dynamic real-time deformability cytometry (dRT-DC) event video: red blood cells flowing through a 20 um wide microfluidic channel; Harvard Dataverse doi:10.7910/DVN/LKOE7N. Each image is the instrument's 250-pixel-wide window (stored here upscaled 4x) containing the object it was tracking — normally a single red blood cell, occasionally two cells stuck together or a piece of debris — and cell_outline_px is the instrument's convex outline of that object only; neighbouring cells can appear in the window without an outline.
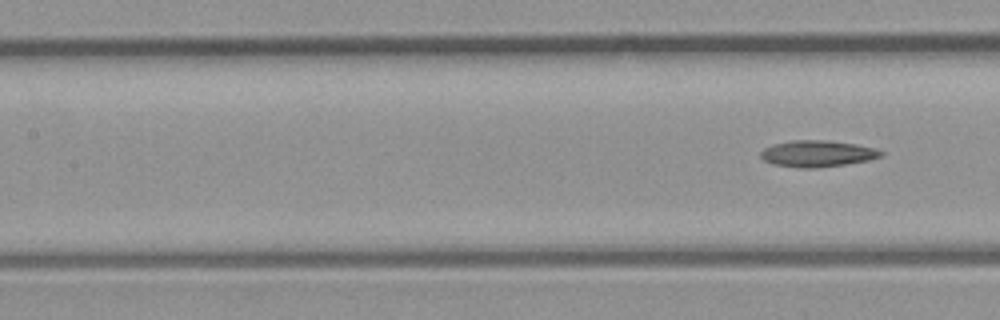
{"species": "common noctule bat (a hibernating species)", "species_latin": "Nyctalus noctula", "temperature_condition": "room temperature", "stored_images_in_passage": 6, "segment_of_instrument_passage": [2, 2], "camera_frame_rate_fps": 3000, "um_per_image_px": 0.085, "animal": {"sex": "male", "body_mass_g": 23.1, "forearm_length_mm": 52.7}, "frame": {"image": 1, "passage_image": 6, "time_ms": 6.667, "image_size_px": [1000, 320], "cell_outline_px": [[884, 156], [868, 160], [844, 164], [816, 168], [800, 168], [772, 164], [764, 160], [760, 156], [760, 152], [764, 148], [772, 144], [792, 140], [828, 140], [856, 144], [872, 148], [884, 152]], "centroid_in_image_um": [69.45, 13.05], "position_along_channel_um": 138.0, "area_um2": 18.55}}